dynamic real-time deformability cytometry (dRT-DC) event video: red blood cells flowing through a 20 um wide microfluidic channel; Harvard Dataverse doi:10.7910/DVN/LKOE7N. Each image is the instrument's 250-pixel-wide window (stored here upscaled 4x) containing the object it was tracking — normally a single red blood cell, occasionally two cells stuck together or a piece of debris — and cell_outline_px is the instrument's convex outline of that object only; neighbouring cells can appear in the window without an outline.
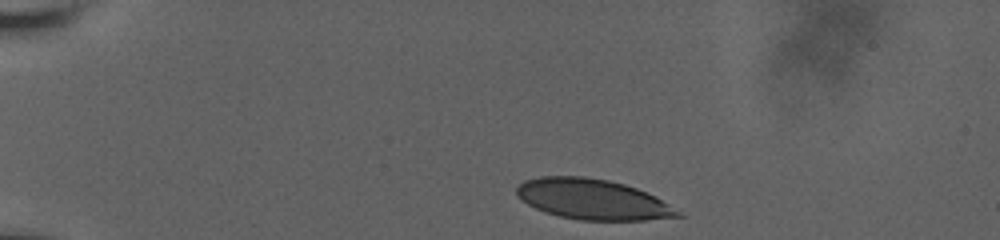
{"species": "human", "species_latin": "Homo sapiens", "temperature_condition": "room temperature", "stored_images_in_passage": 8, "camera_frame_rate_fps": 3000, "um_per_image_px": 0.085, "donor": {"sex": "male"}, "frame": {"image": 1, "passage_image": 1, "time_ms": 0.0, "image_size_px": [1000, 240], "cell_outline_px": [[688, 216], [644, 220], [580, 220], [560, 216], [536, 208], [520, 200], [516, 192], [516, 188], [524, 180], [540, 176], [584, 176], [608, 180], [624, 184], [636, 188], [656, 196]], "centroid_in_image_um": [50.41, 16.94], "position_along_channel_um": 34.6, "area_um2": 37.97}}
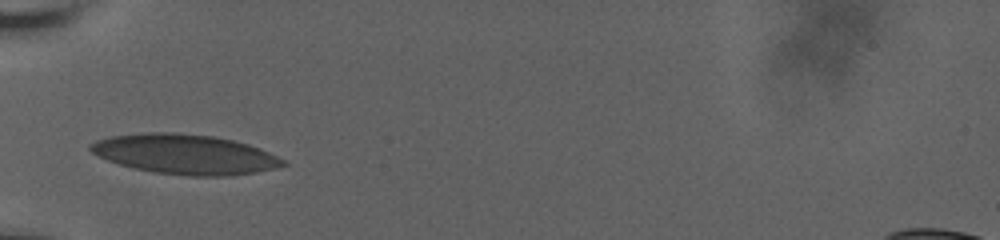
{"frame": {"image": 2, "passage_image": 5, "time_ms": 3.0, "image_size_px": [1000, 240], "cell_outline_px": [[288, 164], [280, 168], [256, 172], [228, 176], [188, 176], [156, 172], [136, 168], [120, 164], [108, 160], [92, 152], [88, 148], [88, 144], [96, 140], [112, 136], [148, 132], [176, 132], [212, 136], [232, 140], [248, 144], [260, 148], [284, 160]], "centroid_in_image_um": [15.76, 13.11], "position_along_channel_um": 69.2, "area_um2": 44.56}}
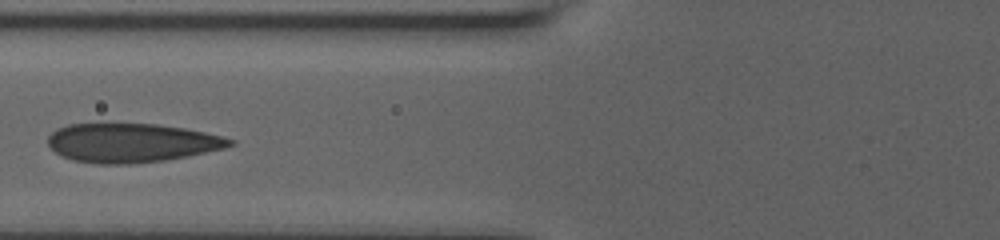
{"frame": {"image": 3, "passage_image": 7, "time_ms": 4.333, "image_size_px": [1000, 240], "cell_outline_px": [[236, 144], [224, 148], [188, 156], [164, 160], [132, 164], [96, 164], [72, 160], [56, 152], [48, 144], [48, 136], [56, 128], [68, 124], [156, 124], [184, 128], [204, 132], [236, 140]], "centroid_in_image_um": [11.18, 12.14], "position_along_channel_um": 114.6, "area_um2": 41.27}}